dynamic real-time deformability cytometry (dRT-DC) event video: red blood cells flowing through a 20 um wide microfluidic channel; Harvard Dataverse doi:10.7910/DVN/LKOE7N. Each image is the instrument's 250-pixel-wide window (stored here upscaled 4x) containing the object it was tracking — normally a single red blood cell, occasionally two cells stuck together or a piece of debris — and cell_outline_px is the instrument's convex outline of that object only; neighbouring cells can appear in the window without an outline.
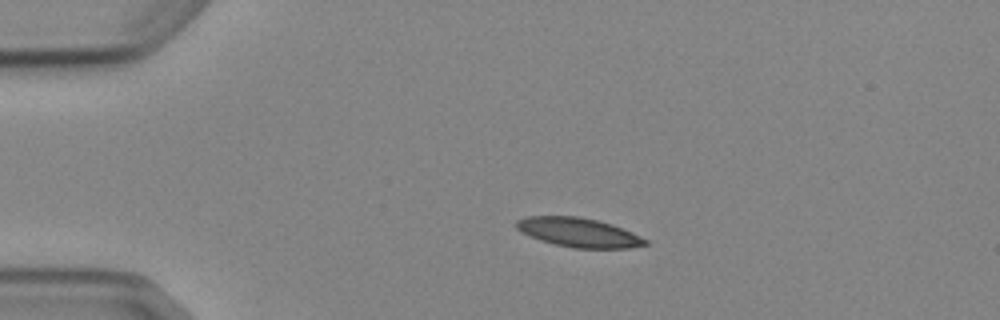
{"species": "Egyptian fruit bat (a non-hibernating species)", "species_latin": "Rousettus aegyptiacus", "temperature_condition": "cold", "stored_images_in_passage": 2, "camera_frame_rate_fps": 3000, "um_per_image_px": 0.085, "animal": {"sex": "female"}, "frame": {"image": 1, "passage_image": 1, "time_ms": 0.0, "image_size_px": [1000, 320], "cell_outline_px": [[648, 244], [628, 248], [572, 248], [540, 240], [520, 232], [516, 228], [516, 220], [524, 216], [580, 216], [612, 224], [632, 232], [648, 240]], "centroid_in_image_um": [49.16, 19.75], "position_along_channel_um": 35.8, "area_um2": 21.96}}
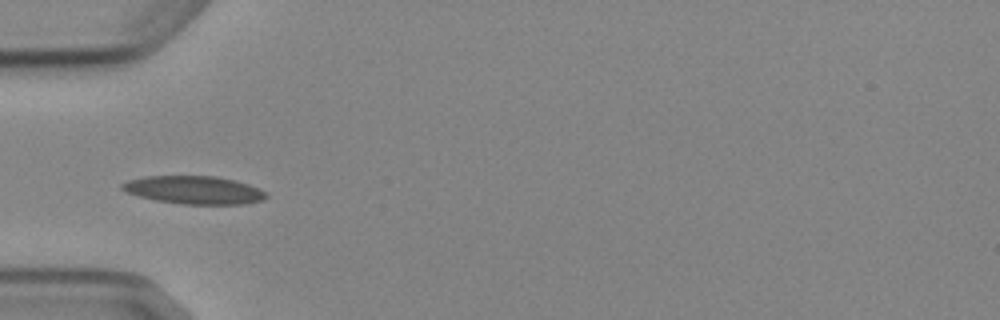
{"frame": {"image": 2, "passage_image": 2, "time_ms": 2.0, "image_size_px": [1000, 320], "cell_outline_px": [[268, 196], [264, 200], [244, 204], [184, 204], [156, 200], [124, 192], [120, 188], [120, 184], [128, 180], [144, 176], [216, 176], [236, 180], [248, 184], [268, 192]], "centroid_in_image_um": [16.51, 16.14], "position_along_channel_um": 68.5, "area_um2": 23.7}}